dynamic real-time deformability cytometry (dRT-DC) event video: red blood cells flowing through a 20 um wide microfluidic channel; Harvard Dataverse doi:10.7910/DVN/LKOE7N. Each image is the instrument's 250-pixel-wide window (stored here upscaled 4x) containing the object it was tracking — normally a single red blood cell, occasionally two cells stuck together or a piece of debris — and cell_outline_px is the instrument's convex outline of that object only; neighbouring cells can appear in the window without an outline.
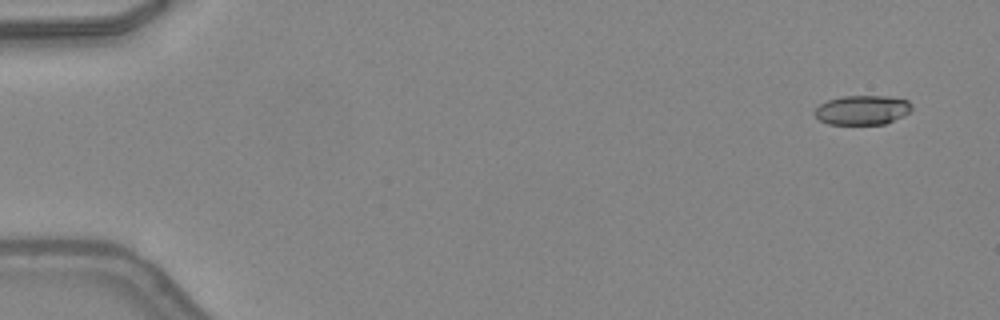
{"species": "common noctule bat (a hibernating species)", "species_latin": "Nyctalus noctula", "temperature_condition": "warm", "stored_images_in_passage": 49, "camera_frame_rate_fps": 3000, "um_per_image_px": 0.085, "animal": {"sex": "female", "body_mass_g": 24.6, "forearm_length_mm": 56.2}, "frame": {"image": 1, "passage_image": 3, "time_ms": 0.667, "image_size_px": [1000, 320], "cell_outline_px": [[912, 108], [908, 112], [884, 124], [828, 124], [820, 120], [812, 112], [820, 104], [828, 100], [844, 96], [888, 96], [908, 100], [912, 104]], "centroid_in_image_um": [73.27, 9.34], "position_along_channel_um": 11.7, "area_um2": 16.47}}
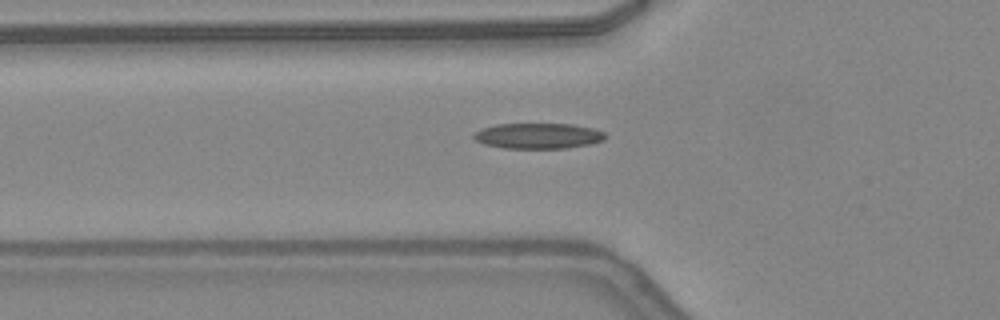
{"frame": {"image": 2, "passage_image": 18, "time_ms": 5.667, "image_size_px": [1000, 320], "cell_outline_px": [[604, 140], [588, 144], [564, 148], [504, 148], [484, 144], [476, 140], [472, 136], [480, 128], [496, 124], [572, 124], [592, 128], [604, 132]], "centroid_in_image_um": [45.7, 11.54], "position_along_channel_um": 80.1, "area_um2": 19.42}}
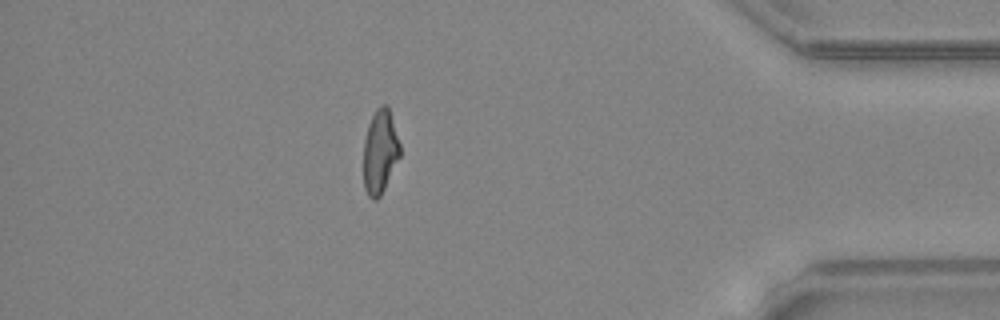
{"frame": {"image": 3, "passage_image": 43, "time_ms": 14.0, "image_size_px": [1000, 320], "cell_outline_px": [[400, 156], [380, 196], [376, 200], [372, 200], [368, 196], [364, 188], [364, 140], [368, 124], [376, 108], [380, 104], [388, 104], [400, 144]], "centroid_in_image_um": [32.3, 12.86], "position_along_channel_um": 402.9, "area_um2": 17.86}, "authors_computed_cell_mechanics": {"area_um2": 18.3226, "velocity_mm_per_s": 4.3385, "shape_relaxation_time_tau1_ms": 9.0834, "shape_relaxation_time_tau2_ms": 2.5931, "deformation_change_tau1": 0.2592, "deformation_change_tau2": 0.1161}}